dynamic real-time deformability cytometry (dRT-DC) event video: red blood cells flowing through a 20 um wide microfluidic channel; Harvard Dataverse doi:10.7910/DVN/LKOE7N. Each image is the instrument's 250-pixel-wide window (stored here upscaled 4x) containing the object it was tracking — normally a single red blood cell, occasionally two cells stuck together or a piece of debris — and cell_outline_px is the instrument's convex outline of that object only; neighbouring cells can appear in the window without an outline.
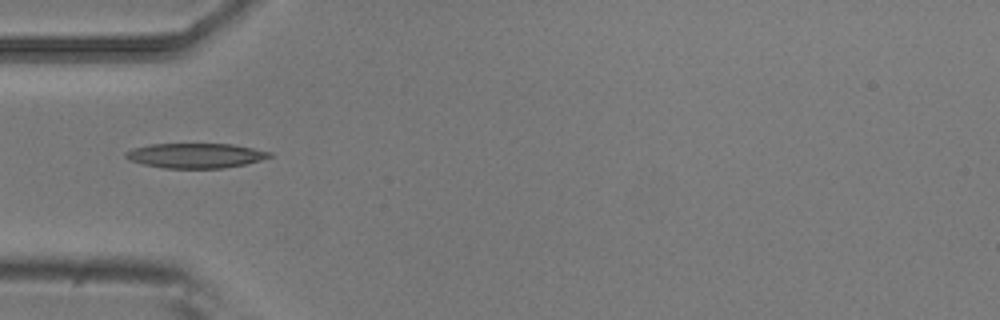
{"species": "common noctule bat (a hibernating species)", "species_latin": "Nyctalus noctula", "temperature_condition": "room temperature", "stored_images_in_passage": 6, "camera_frame_rate_fps": 3000, "um_per_image_px": 0.085, "animal": {"sex": "male", "body_mass_g": 20.5, "forearm_length_mm": 52.5}, "frame": {"image": 1, "passage_image": 5, "time_ms": 1.333, "image_size_px": [1000, 320], "cell_outline_px": [[272, 156], [260, 160], [244, 164], [220, 168], [164, 168], [144, 164], [128, 160], [124, 156], [124, 152], [132, 148], [152, 144], [232, 144], [272, 152]], "centroid_in_image_um": [16.58, 13.22], "position_along_channel_um": 68.4, "area_um2": 20.69}}
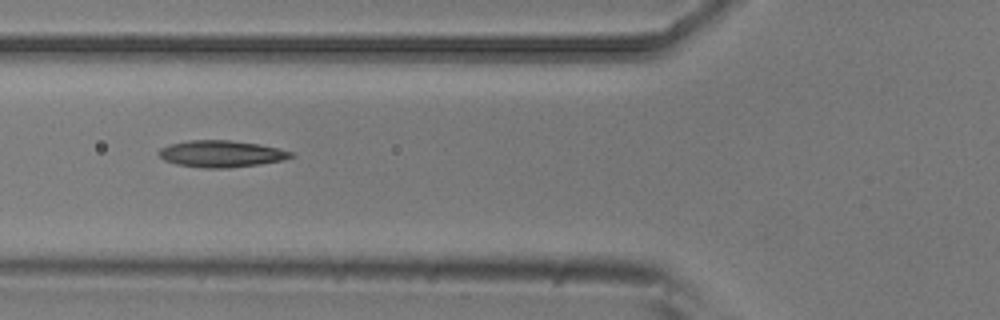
{"frame": {"image": 2, "passage_image": 6, "time_ms": 1.667, "image_size_px": [1000, 320], "cell_outline_px": [[296, 156], [284, 160], [260, 164], [228, 168], [204, 168], [176, 164], [164, 160], [156, 152], [160, 148], [168, 144], [188, 140], [228, 140], [260, 144], [296, 152]], "centroid_in_image_um": [18.83, 13.07], "position_along_channel_um": 107.0, "area_um2": 20.87}}